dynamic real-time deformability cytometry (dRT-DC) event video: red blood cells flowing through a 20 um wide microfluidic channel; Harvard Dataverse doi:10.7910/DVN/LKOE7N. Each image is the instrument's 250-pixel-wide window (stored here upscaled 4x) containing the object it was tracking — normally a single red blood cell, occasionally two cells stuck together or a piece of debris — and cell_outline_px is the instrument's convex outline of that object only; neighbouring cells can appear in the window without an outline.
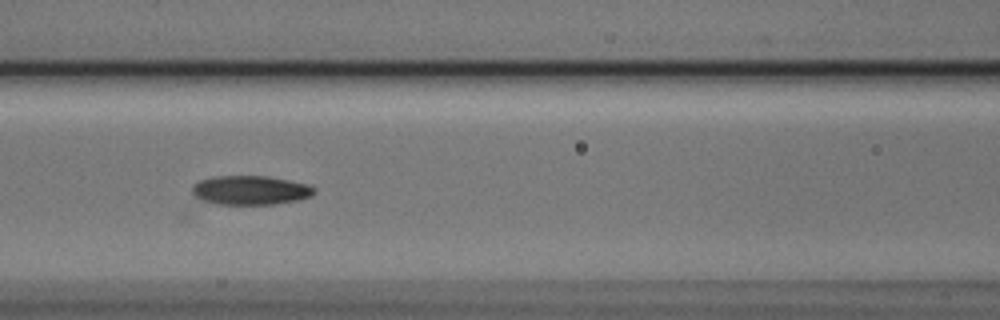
{"species": "Egyptian fruit bat (a non-hibernating species)", "species_latin": "Rousettus aegyptiacus", "temperature_condition": "cold", "stored_images_in_passage": 11, "camera_frame_rate_fps": 3000, "um_per_image_px": 0.085, "animal": {"sex": "male"}, "frame": {"image": 1, "passage_image": 4, "time_ms": 1.0, "image_size_px": [1000, 320], "cell_outline_px": [[316, 192], [312, 196], [296, 200], [276, 204], [220, 204], [200, 200], [192, 192], [192, 188], [200, 180], [212, 176], [268, 176], [308, 184], [316, 188]], "centroid_in_image_um": [21.31, 16.16], "position_along_channel_um": 145.3, "area_um2": 20.69}}
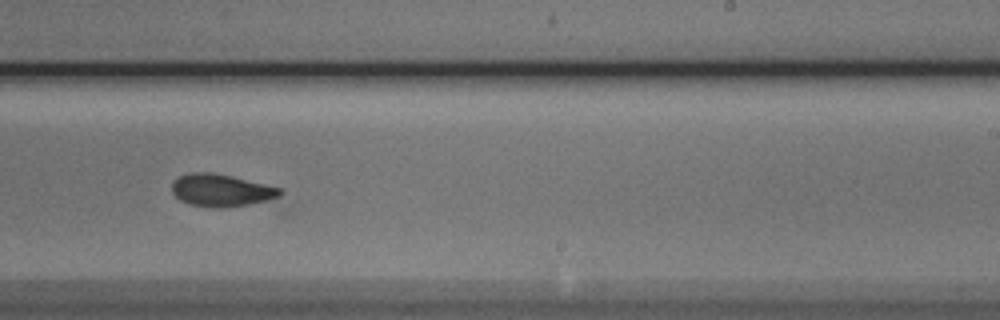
{"frame": {"image": 2, "passage_image": 7, "time_ms": 2.0, "image_size_px": [1000, 320], "cell_outline_px": [[284, 192], [272, 204], [224, 208], [212, 208], [188, 204], [180, 200], [172, 192], [172, 184], [180, 176], [192, 172], [212, 172], [232, 176], [280, 188]], "centroid_in_image_um": [18.94, 16.23], "position_along_channel_um": 270.1, "area_um2": 21.27}}
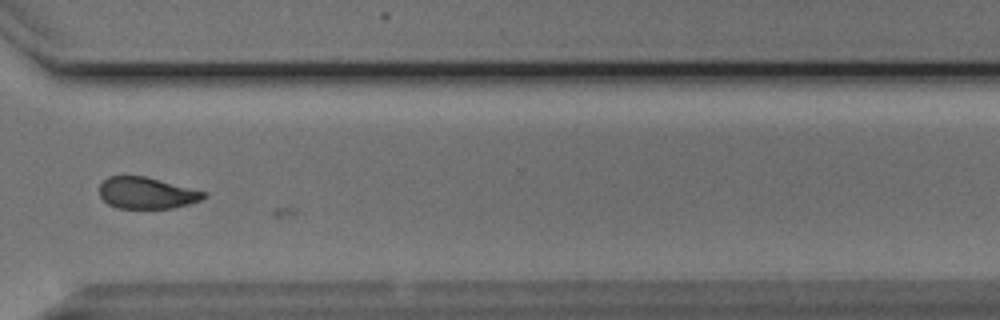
{"frame": {"image": 3, "passage_image": 9, "time_ms": 2.667, "image_size_px": [1000, 320], "cell_outline_px": [[208, 196], [200, 200], [188, 204], [172, 208], [116, 208], [108, 204], [100, 196], [100, 184], [108, 176], [144, 176], [208, 192]], "centroid_in_image_um": [12.48, 16.4], "position_along_channel_um": 358.1, "area_um2": 19.13}}